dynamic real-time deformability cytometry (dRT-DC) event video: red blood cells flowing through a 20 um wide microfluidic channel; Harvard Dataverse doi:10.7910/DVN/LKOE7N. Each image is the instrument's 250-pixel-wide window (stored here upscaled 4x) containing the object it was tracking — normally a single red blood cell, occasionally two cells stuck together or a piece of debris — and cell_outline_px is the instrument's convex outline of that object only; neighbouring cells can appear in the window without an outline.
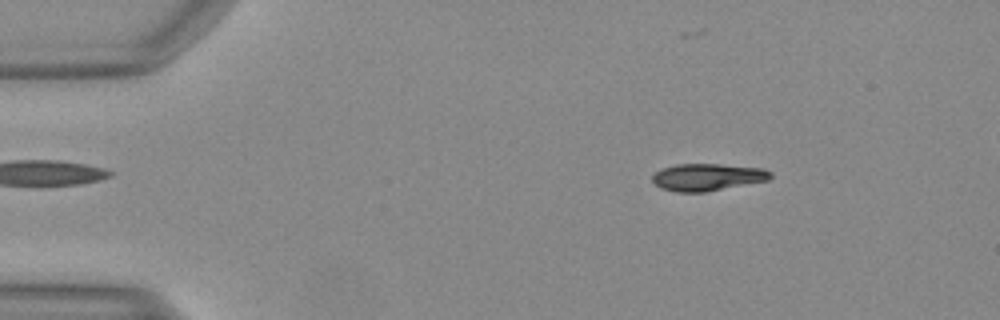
{"species": "Egyptian fruit bat (a non-hibernating species)", "species_latin": "Rousettus aegyptiacus", "temperature_condition": "warm", "stored_images_in_passage": 46, "segment_of_instrument_passage": [1, 2], "camera_frame_rate_fps": 3000, "um_per_image_px": 0.085, "animal": {"sex": "female"}, "frame": {"image": 1, "passage_image": 3, "time_ms": 0.667, "image_size_px": [1000, 320], "cell_outline_px": [[772, 176], [768, 180], [704, 192], [676, 192], [660, 188], [652, 180], [652, 176], [660, 168], [676, 164], [720, 164], [764, 168], [772, 172]], "centroid_in_image_um": [60.12, 15.05], "position_along_channel_um": 24.9, "area_um2": 18.73}}
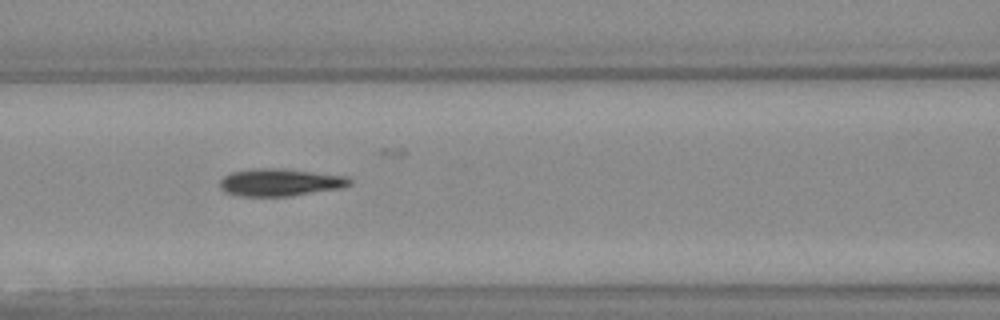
{"frame": {"image": 2, "passage_image": 17, "time_ms": 5.333, "image_size_px": [1000, 320], "cell_outline_px": [[352, 184], [344, 188], [292, 196], [240, 196], [224, 192], [220, 188], [220, 180], [224, 176], [232, 172], [252, 168], [276, 168], [348, 176], [352, 180]], "centroid_in_image_um": [23.83, 15.51], "position_along_channel_um": 142.8, "area_um2": 20.92}}
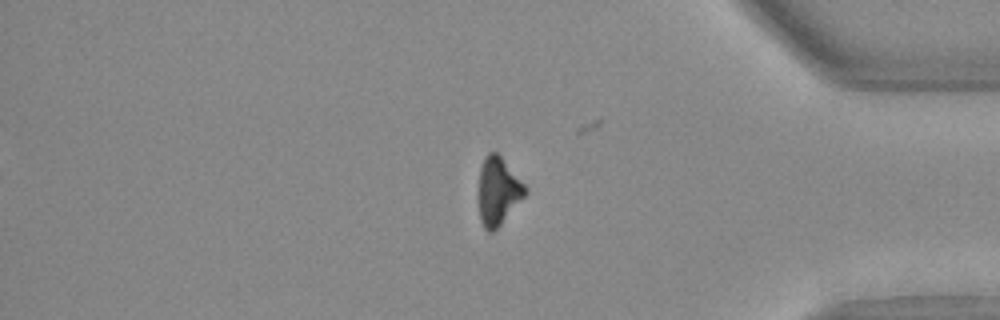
{"frame": {"image": 3, "passage_image": 37, "time_ms": 12.0, "image_size_px": [1000, 320], "cell_outline_px": [[528, 192], [500, 224], [492, 232], [488, 232], [484, 228], [480, 220], [480, 168], [484, 156], [488, 152], [496, 152], [500, 156], [528, 188]], "centroid_in_image_um": [42.35, 16.23], "position_along_channel_um": 392.9, "area_um2": 17.92}}